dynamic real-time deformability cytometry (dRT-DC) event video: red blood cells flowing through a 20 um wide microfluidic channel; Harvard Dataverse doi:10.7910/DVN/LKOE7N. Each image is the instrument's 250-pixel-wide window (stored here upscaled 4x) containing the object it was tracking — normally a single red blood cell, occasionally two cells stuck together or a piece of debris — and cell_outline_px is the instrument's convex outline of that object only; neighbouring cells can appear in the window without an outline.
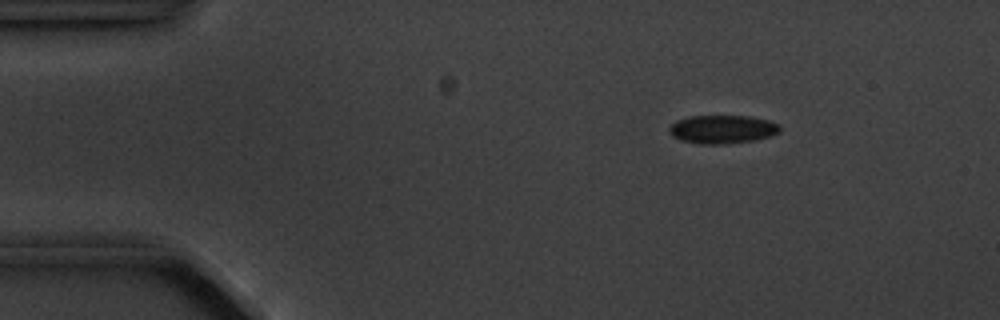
{"species": "common noctule bat (a hibernating species)", "species_latin": "Nyctalus noctula", "temperature_condition": "cold", "stored_images_in_passage": 6, "camera_frame_rate_fps": 3000, "um_per_image_px": 0.085, "animal": {"sex": "male", "body_mass_g": 20.1, "forearm_length_mm": 53.5}, "frame": {"image": 1, "passage_image": 3, "time_ms": 2.333, "image_size_px": [1000, 320], "cell_outline_px": [[780, 132], [772, 136], [756, 140], [720, 144], [700, 144], [680, 140], [672, 136], [668, 132], [668, 128], [676, 120], [692, 116], [752, 116], [768, 120], [780, 124]], "centroid_in_image_um": [61.42, 10.99], "position_along_channel_um": 23.6, "area_um2": 18.5}}